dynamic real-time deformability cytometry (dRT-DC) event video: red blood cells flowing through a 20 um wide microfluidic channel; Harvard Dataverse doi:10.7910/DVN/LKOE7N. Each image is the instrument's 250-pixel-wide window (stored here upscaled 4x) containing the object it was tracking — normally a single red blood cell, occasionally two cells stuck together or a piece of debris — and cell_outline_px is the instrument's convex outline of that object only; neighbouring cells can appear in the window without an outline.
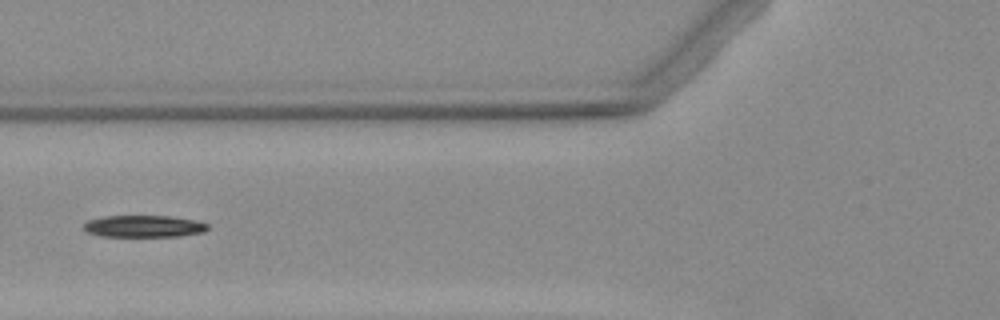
{"species": "Egyptian fruit bat (a non-hibernating species)", "species_latin": "Rousettus aegyptiacus", "temperature_condition": "warm", "stored_images_in_passage": 4, "camera_frame_rate_fps": 3000, "um_per_image_px": 0.085, "animal": {"sex": "female"}, "frame": {"image": 1, "passage_image": 4, "time_ms": 3.667, "image_size_px": [1000, 320], "cell_outline_px": [[208, 228], [204, 232], [180, 236], [100, 236], [88, 232], [84, 228], [84, 224], [88, 220], [104, 216], [172, 216], [196, 220], [208, 224]], "centroid_in_image_um": [12.25, 19.23], "position_along_channel_um": 113.5, "area_um2": 15.78}}